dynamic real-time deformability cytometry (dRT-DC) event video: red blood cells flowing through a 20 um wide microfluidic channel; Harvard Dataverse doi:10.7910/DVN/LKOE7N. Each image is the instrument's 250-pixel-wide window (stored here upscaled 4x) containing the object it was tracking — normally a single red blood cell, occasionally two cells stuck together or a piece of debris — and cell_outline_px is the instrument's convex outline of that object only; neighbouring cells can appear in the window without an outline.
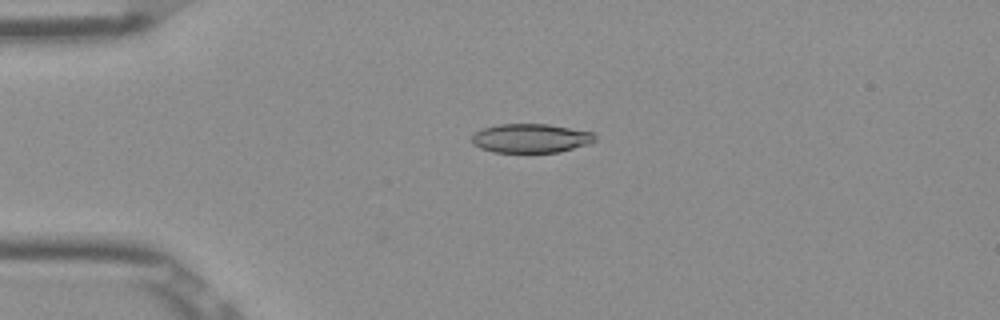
{"species": "Egyptian fruit bat (a non-hibernating species)", "species_latin": "Rousettus aegyptiacus", "temperature_condition": "room temperature", "stored_images_in_passage": 5, "camera_frame_rate_fps": 3000, "um_per_image_px": 0.085, "frame": {"image": 1, "passage_image": 1, "time_ms": 0.0, "image_size_px": [1000, 320], "cell_outline_px": [[596, 140], [588, 144], [560, 152], [492, 152], [480, 148], [472, 144], [472, 136], [476, 132], [484, 128], [500, 124], [548, 124], [592, 132], [596, 136]], "centroid_in_image_um": [45.12, 11.75], "position_along_channel_um": 39.9, "area_um2": 20.75}}